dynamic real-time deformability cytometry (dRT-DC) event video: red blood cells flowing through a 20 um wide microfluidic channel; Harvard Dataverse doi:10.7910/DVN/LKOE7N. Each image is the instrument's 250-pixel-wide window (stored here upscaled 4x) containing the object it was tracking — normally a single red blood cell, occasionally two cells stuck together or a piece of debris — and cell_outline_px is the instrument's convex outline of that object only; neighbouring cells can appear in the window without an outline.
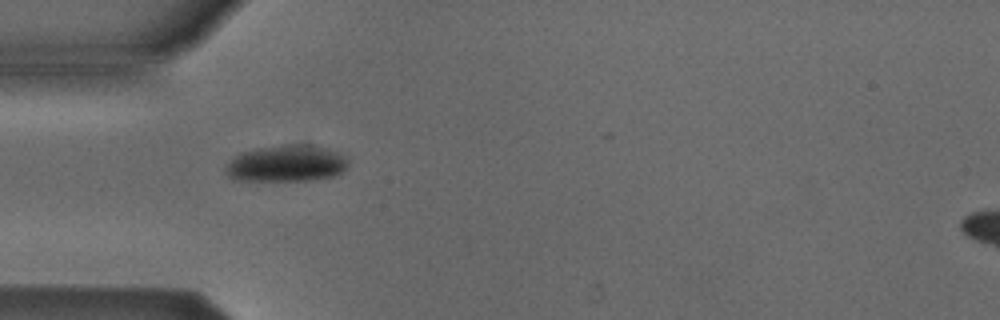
{"species": "Egyptian fruit bat (a non-hibernating species)", "species_latin": "Rousettus aegyptiacus", "temperature_condition": "cold", "stored_images_in_passage": 38, "camera_frame_rate_fps": 3000, "um_per_image_px": 0.085, "animal": {"sex": "male"}, "frame": {"image": 1, "passage_image": 1, "time_ms": 0.0, "image_size_px": [1000, 320], "cell_outline_px": [[348, 164], [340, 172], [332, 176], [308, 180], [240, 180], [228, 176], [224, 172], [224, 168], [240, 152], [256, 148], [280, 144], [312, 144], [328, 148], [340, 152], [348, 156]], "centroid_in_image_um": [24.37, 13.86], "position_along_channel_um": 60.6, "area_um2": 26.3}}
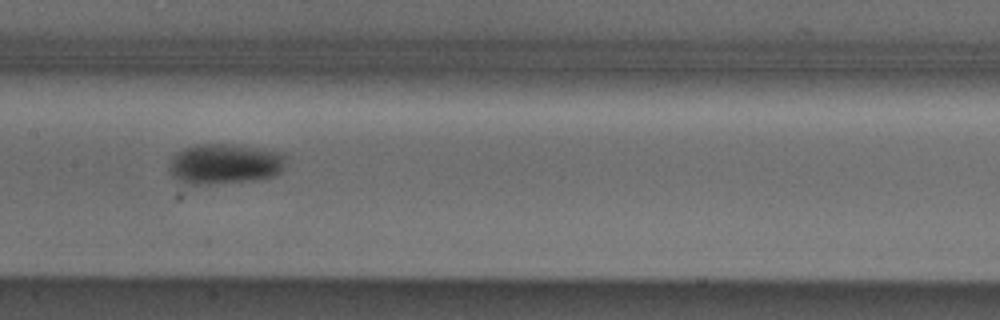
{"frame": {"image": 2, "passage_image": 11, "time_ms": 3.333, "image_size_px": [1000, 320], "cell_outline_px": [[284, 164], [280, 172], [276, 176], [252, 180], [208, 184], [192, 184], [180, 180], [172, 176], [168, 168], [168, 164], [172, 156], [176, 152], [184, 148], [200, 144], [232, 144], [284, 152]], "centroid_in_image_um": [19.08, 13.92], "position_along_channel_um": 188.3, "area_um2": 27.4}}
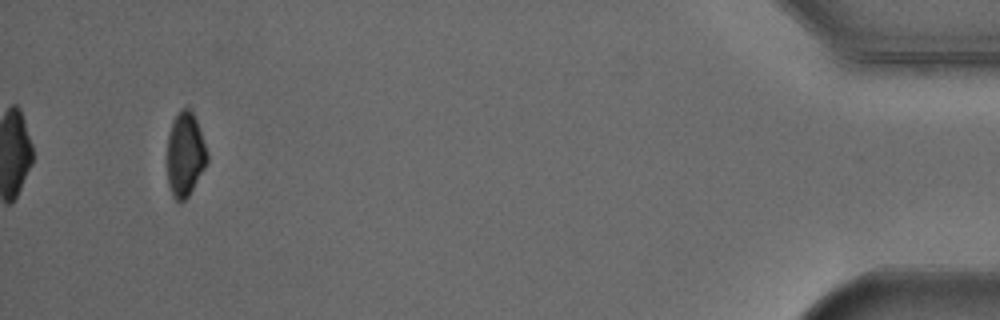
{"frame": {"image": 3, "passage_image": 35, "time_ms": 11.333, "image_size_px": [1000, 320], "cell_outline_px": [[208, 160], [204, 168], [188, 196], [180, 204], [172, 196], [168, 184], [168, 136], [172, 124], [180, 108], [188, 108], [192, 112], [196, 120], [208, 152]], "centroid_in_image_um": [15.74, 13.15], "position_along_channel_um": 419.5, "area_um2": 19.36}, "authors_computed_cell_mechanics": {"area_um2": 25.2297, "velocity_mm_per_s": 3.8941, "shape_relaxation_time_tau1_ms": 1.9948, "shape_relaxation_time_tau2_ms": null, "deformation_change_tau1": 0.0816, "deformation_change_tau2": null}}